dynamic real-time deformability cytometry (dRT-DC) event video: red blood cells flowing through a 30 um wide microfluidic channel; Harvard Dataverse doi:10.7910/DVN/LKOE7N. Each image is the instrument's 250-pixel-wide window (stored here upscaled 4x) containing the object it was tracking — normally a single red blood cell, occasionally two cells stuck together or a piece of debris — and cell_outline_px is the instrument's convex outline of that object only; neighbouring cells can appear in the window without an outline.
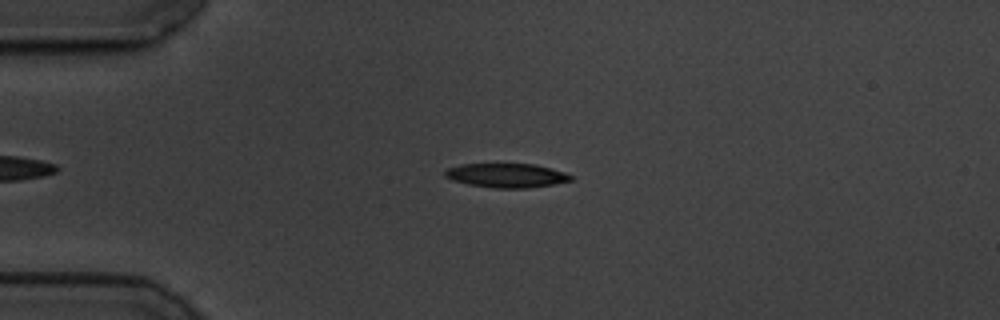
{"species": "common noctule bat (a hibernating species)", "species_latin": "Nyctalus noctula", "temperature_condition": "cold", "stored_images_in_passage": 49, "camera_frame_rate_fps": 3000, "um_per_image_px": 0.085, "animal": {"sex": "male", "body_mass_g": 19.5, "forearm_length_mm": 54.6}, "frame": {"image": 1, "passage_image": 10, "time_ms": 3.0, "image_size_px": [1000, 320], "cell_outline_px": [[572, 180], [552, 184], [528, 188], [496, 188], [468, 184], [452, 180], [444, 176], [444, 172], [448, 168], [460, 164], [536, 164], [552, 168], [564, 172], [572, 176]], "centroid_in_image_um": [43.04, 14.91], "position_along_channel_um": 42.0, "area_um2": 17.63}}
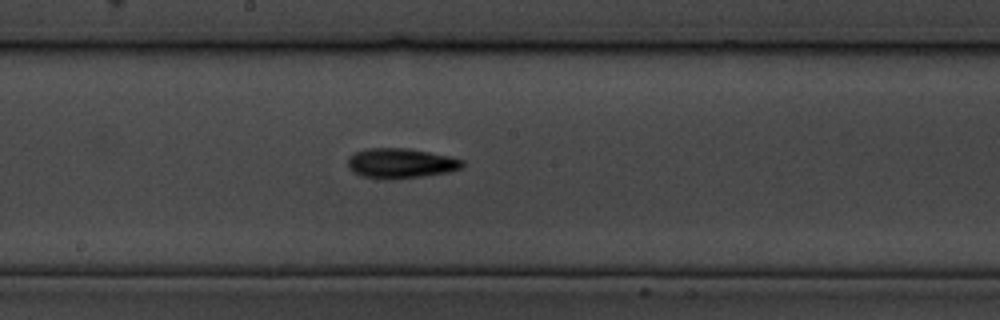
{"frame": {"image": 2, "passage_image": 27, "time_ms": 8.667, "image_size_px": [1000, 320], "cell_outline_px": [[464, 168], [448, 172], [420, 176], [388, 180], [360, 176], [352, 172], [348, 168], [348, 156], [356, 152], [368, 148], [408, 148], [452, 156], [464, 160]], "centroid_in_image_um": [34.07, 13.88], "position_along_channel_um": 214.1, "area_um2": 20.29}}
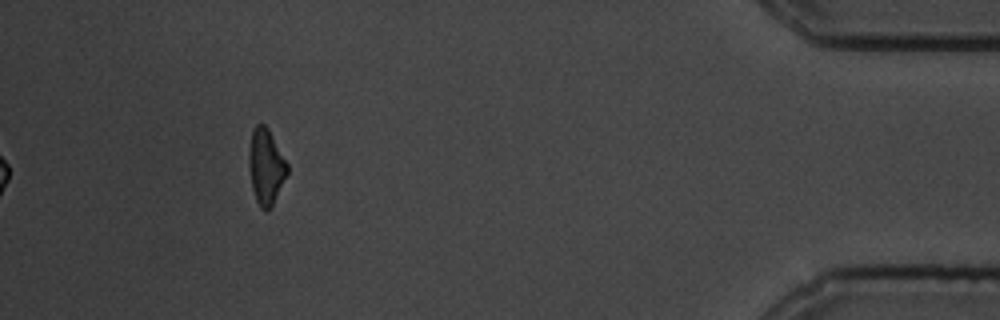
{"frame": {"image": 3, "passage_image": 49, "time_ms": 16.0, "image_size_px": [1000, 320], "cell_outline_px": [[288, 172], [272, 208], [260, 208], [256, 200], [252, 188], [248, 164], [248, 156], [252, 128], [256, 124], [264, 124], [268, 128], [288, 164]], "centroid_in_image_um": [22.6, 14.15], "position_along_channel_um": 412.6, "area_um2": 16.94}, "authors_computed_cell_mechanics": {"area_um2": 18.0336, "velocity_mm_per_s": 3.4861, "shape_relaxation_time_tau1_ms": 3.3174, "shape_relaxation_time_tau2_ms": null, "deformation_change_tau1": 0.1682, "deformation_change_tau2": null}}